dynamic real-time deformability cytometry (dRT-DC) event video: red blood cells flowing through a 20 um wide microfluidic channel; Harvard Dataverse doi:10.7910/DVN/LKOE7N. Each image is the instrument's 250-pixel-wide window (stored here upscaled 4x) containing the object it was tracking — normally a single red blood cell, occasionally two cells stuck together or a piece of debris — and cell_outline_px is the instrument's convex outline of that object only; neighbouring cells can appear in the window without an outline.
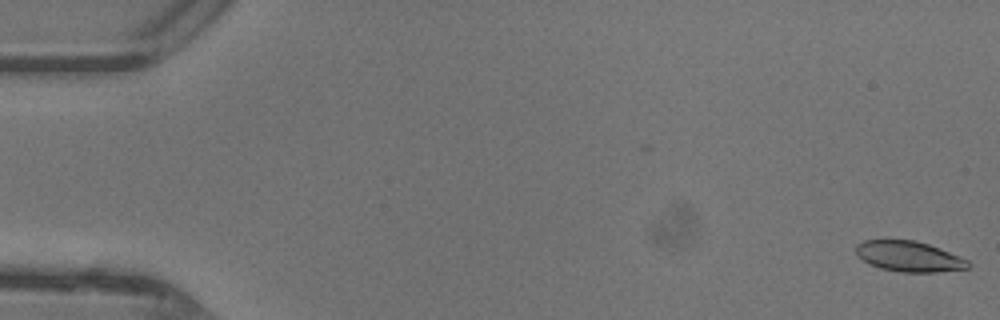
{"species": "common noctule bat (a hibernating species)", "species_latin": "Nyctalus noctula", "temperature_condition": "warm", "stored_images_in_passage": 47, "camera_frame_rate_fps": 3000, "um_per_image_px": 0.085, "animal": {"sex": "female"}, "frame": {"image": 1, "passage_image": 1, "time_ms": 0.0, "image_size_px": [1000, 320], "cell_outline_px": [[972, 264], [968, 268], [936, 272], [900, 272], [880, 268], [868, 264], [856, 252], [856, 244], [864, 240], [880, 236], [916, 240], [940, 248], [960, 256], [968, 260]], "centroid_in_image_um": [77.22, 21.74], "position_along_channel_um": 7.8, "area_um2": 20.69}}
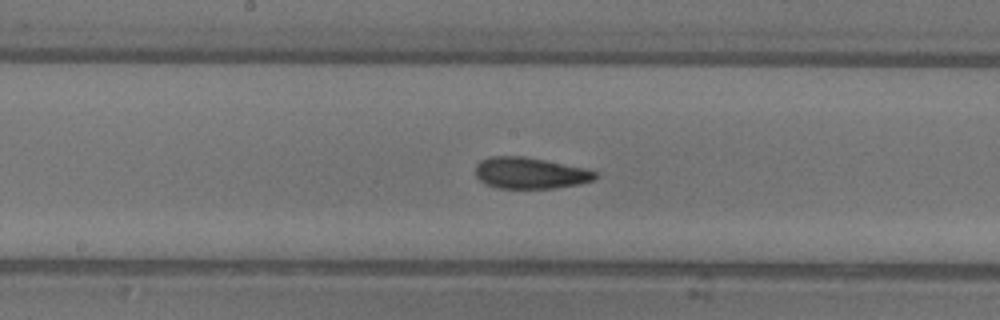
{"frame": {"image": 2, "passage_image": 25, "time_ms": 8.0, "image_size_px": [1000, 320], "cell_outline_px": [[600, 172], [592, 180], [580, 184], [556, 188], [500, 188], [488, 184], [480, 180], [476, 176], [476, 164], [480, 160], [492, 156], [524, 156], [584, 168]], "centroid_in_image_um": [45.07, 14.7], "position_along_channel_um": 203.1, "area_um2": 21.73}}
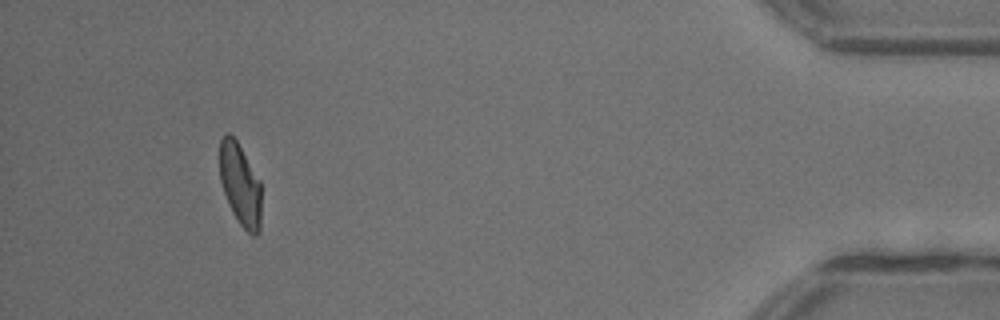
{"frame": {"image": 3, "passage_image": 44, "time_ms": 14.333, "image_size_px": [1000, 320], "cell_outline_px": [[260, 232], [256, 236], [252, 236], [240, 224], [232, 212], [228, 204], [220, 180], [220, 140], [228, 132], [236, 140], [260, 180]], "centroid_in_image_um": [20.42, 15.72], "position_along_channel_um": 414.8, "area_um2": 19.77}, "authors_computed_cell_mechanics": {"area_um2": 21.5016, "velocity_mm_per_s": 4.4132, "shape_relaxation_time_tau1_ms": null, "shape_relaxation_time_tau2_ms": 2.2725, "deformation_change_tau1": null, "deformation_change_tau2": 0.0919}}